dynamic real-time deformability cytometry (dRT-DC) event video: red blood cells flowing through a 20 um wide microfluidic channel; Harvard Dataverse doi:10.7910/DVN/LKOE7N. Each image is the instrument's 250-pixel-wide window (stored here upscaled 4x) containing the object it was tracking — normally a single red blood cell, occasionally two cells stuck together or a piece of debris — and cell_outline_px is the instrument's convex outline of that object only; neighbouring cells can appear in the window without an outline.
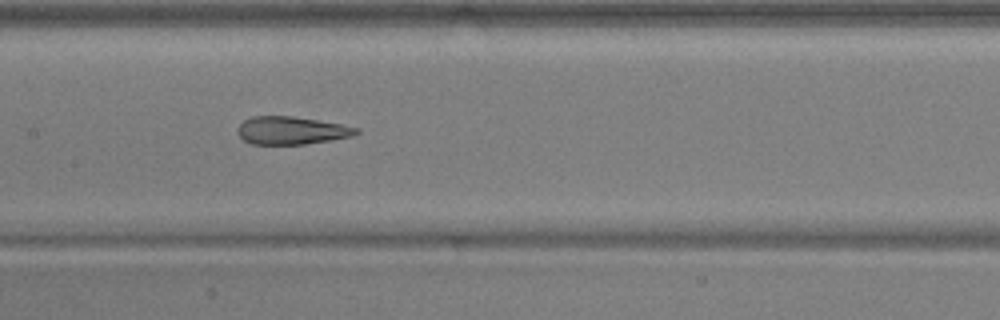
{"species": "common noctule bat (a hibernating species)", "species_latin": "Nyctalus noctula", "temperature_condition": "warm", "stored_images_in_passage": 28, "camera_frame_rate_fps": 3000, "um_per_image_px": 0.085, "animal": {"sex": "male", "body_mass_g": 17.9, "forearm_length_mm": 54.2}, "frame": {"image": 1, "passage_image": 27, "time_ms": 8.667, "image_size_px": [1000, 320], "cell_outline_px": [[360, 132], [352, 136], [304, 144], [252, 144], [244, 140], [236, 132], [236, 128], [244, 120], [252, 116], [292, 116], [340, 124], [360, 128]], "centroid_in_image_um": [24.74, 11.08], "position_along_channel_um": 182.7, "area_um2": 19.13}}